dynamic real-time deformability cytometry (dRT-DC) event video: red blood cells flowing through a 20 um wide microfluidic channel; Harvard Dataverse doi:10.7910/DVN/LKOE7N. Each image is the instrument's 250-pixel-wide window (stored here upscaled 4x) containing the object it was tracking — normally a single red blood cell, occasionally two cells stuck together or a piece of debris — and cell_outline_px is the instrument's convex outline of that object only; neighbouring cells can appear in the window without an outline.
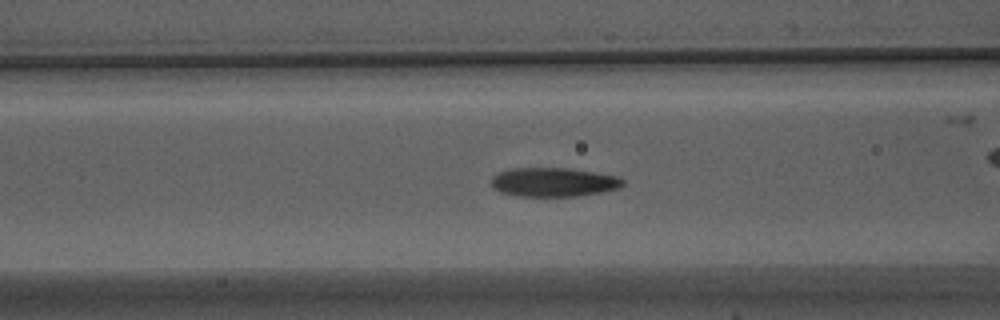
{"species": "Egyptian fruit bat (a non-hibernating species)", "species_latin": "Rousettus aegyptiacus", "temperature_condition": "warm", "stored_images_in_passage": 44, "camera_frame_rate_fps": 3000, "um_per_image_px": 0.085, "animal": {"sex": "male"}, "frame": {"image": 1, "passage_image": 11, "time_ms": 3.333, "image_size_px": [1000, 320], "cell_outline_px": [[624, 184], [620, 188], [600, 192], [576, 196], [516, 196], [500, 192], [492, 188], [492, 176], [496, 172], [512, 168], [568, 168], [616, 176], [624, 180]], "centroid_in_image_um": [47.0, 15.48], "position_along_channel_um": 119.6, "area_um2": 22.25}}
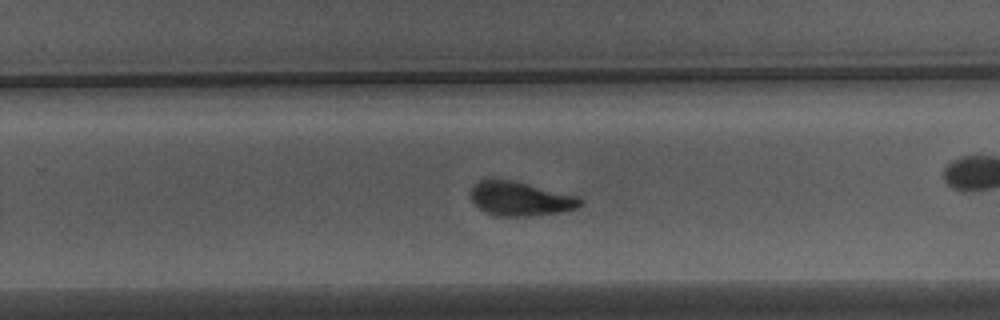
{"frame": {"image": 2, "passage_image": 24, "time_ms": 7.667, "image_size_px": [1000, 320], "cell_outline_px": [[584, 204], [576, 208], [564, 212], [532, 216], [504, 216], [488, 212], [480, 208], [472, 200], [472, 188], [476, 180], [512, 180], [580, 196], [584, 200]], "centroid_in_image_um": [44.33, 16.89], "position_along_channel_um": 285.5, "area_um2": 21.73}}
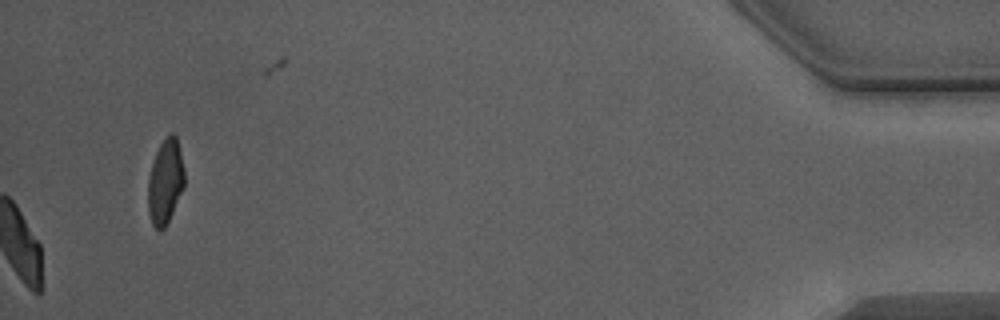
{"frame": {"image": 3, "passage_image": 44, "time_ms": 14.333, "image_size_px": [1000, 320], "cell_outline_px": [[184, 188], [164, 228], [160, 232], [152, 224], [148, 212], [148, 180], [152, 164], [156, 152], [160, 144], [172, 132], [176, 136], [184, 168]], "centroid_in_image_um": [14.05, 15.46], "position_along_channel_um": 421.2, "area_um2": 17.74}, "authors_computed_cell_mechanics": {"area_um2": 22.3686, "velocity_mm_per_s": 3.8393, "shape_relaxation_time_tau1_ms": 2.9139, "shape_relaxation_time_tau2_ms": 1.0639, "deformation_change_tau1": 0.1329, "deformation_change_tau2": 0.0742}}